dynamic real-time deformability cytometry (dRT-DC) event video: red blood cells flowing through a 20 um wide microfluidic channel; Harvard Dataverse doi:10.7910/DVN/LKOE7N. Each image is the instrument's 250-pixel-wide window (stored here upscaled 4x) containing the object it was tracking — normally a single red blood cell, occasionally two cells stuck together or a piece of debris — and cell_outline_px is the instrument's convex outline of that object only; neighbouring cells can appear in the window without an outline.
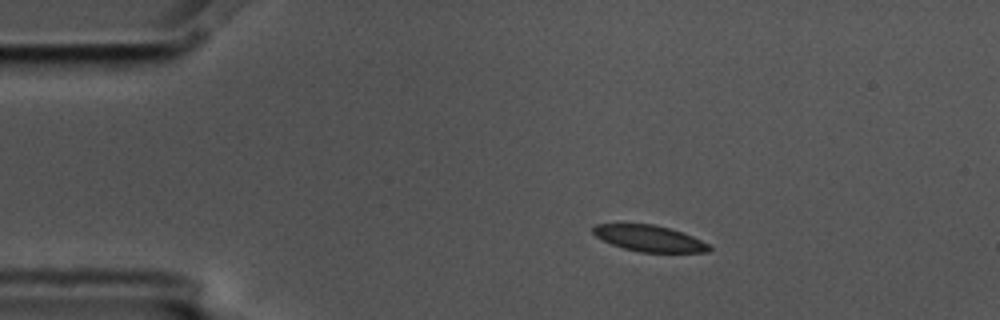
{"species": "common noctule bat (a hibernating species)", "species_latin": "Nyctalus noctula", "temperature_condition": "cold", "stored_images_in_passage": 5, "camera_frame_rate_fps": 3000, "um_per_image_px": 0.085, "animal": {"sex": "male", "body_mass_g": 17.5, "forearm_length_mm": 52.3}, "frame": {"image": 1, "passage_image": 2, "time_ms": 0.333, "image_size_px": [1000, 320], "cell_outline_px": [[712, 248], [708, 252], [640, 252], [624, 248], [612, 244], [596, 236], [592, 232], [592, 228], [596, 224], [652, 224], [668, 228], [692, 236], [708, 244]], "centroid_in_image_um": [55.18, 20.26], "position_along_channel_um": 29.8, "area_um2": 17.4}}
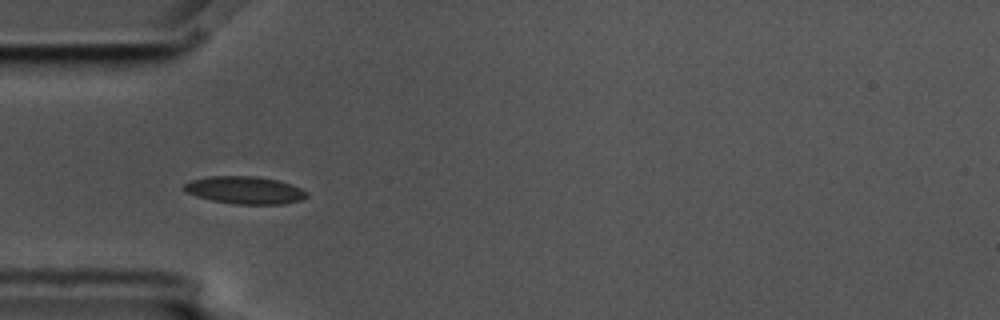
{"frame": {"image": 2, "passage_image": 4, "time_ms": 1.0, "image_size_px": [1000, 320], "cell_outline_px": [[308, 196], [300, 200], [284, 204], [232, 204], [212, 200], [196, 196], [188, 192], [184, 188], [184, 184], [192, 180], [208, 176], [256, 176], [280, 180], [292, 184], [308, 192]], "centroid_in_image_um": [20.85, 16.16], "position_along_channel_um": 64.1, "area_um2": 19.71}}